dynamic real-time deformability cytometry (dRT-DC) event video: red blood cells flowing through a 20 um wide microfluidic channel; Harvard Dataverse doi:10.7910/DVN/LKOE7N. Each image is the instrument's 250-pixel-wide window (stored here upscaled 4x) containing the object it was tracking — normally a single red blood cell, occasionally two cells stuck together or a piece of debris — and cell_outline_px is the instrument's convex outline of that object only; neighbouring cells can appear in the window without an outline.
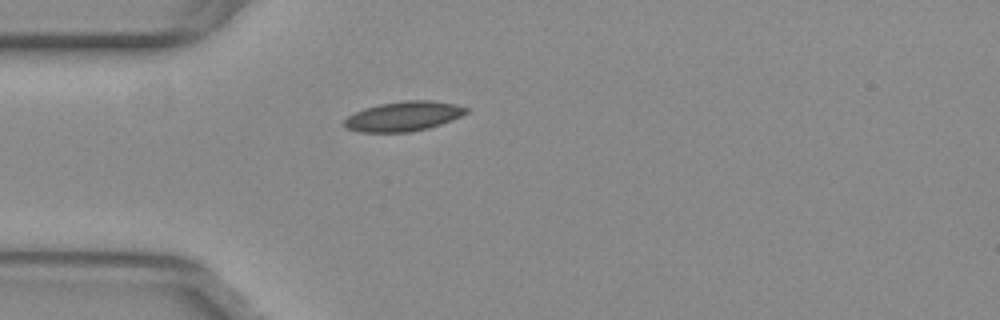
{"species": "common noctule bat (a hibernating species)", "species_latin": "Nyctalus noctula", "temperature_condition": "warm", "stored_images_in_passage": 40, "camera_frame_rate_fps": 3000, "um_per_image_px": 0.085, "animal": {"sex": "female", "body_mass_g": 29.2, "forearm_length_mm": 56.3}, "frame": {"image": 1, "passage_image": 1, "time_ms": 0.0, "image_size_px": [1000, 320], "cell_outline_px": [[468, 112], [452, 120], [428, 128], [412, 132], [360, 132], [344, 128], [344, 120], [348, 116], [364, 108], [380, 104], [404, 100], [432, 100], [456, 104], [468, 108]], "centroid_in_image_um": [34.29, 9.88], "position_along_channel_um": 50.7, "area_um2": 21.15}}
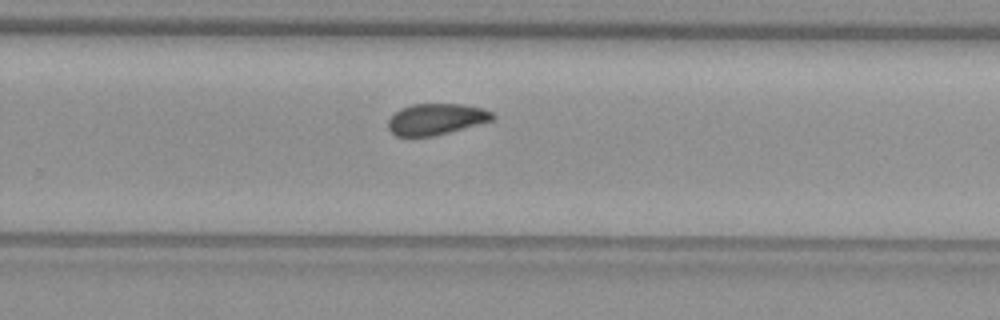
{"frame": {"image": 2, "passage_image": 21, "time_ms": 6.667, "image_size_px": [1000, 320], "cell_outline_px": [[496, 116], [492, 120], [436, 136], [396, 136], [388, 128], [388, 120], [400, 108], [412, 104], [464, 104], [484, 108], [492, 112]], "centroid_in_image_um": [37.08, 10.12], "position_along_channel_um": 292.7, "area_um2": 19.02}}
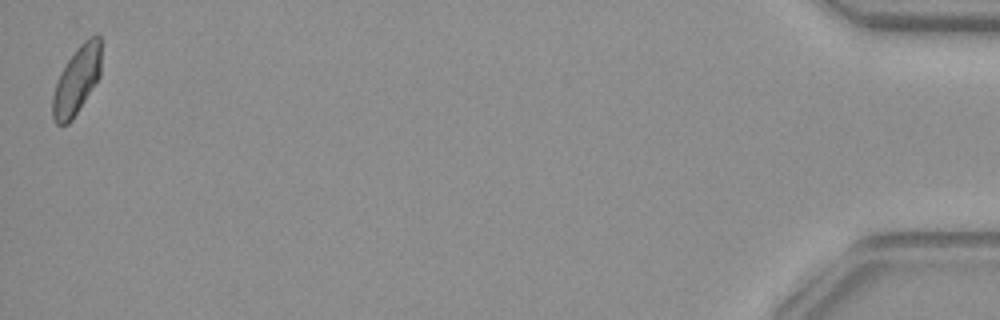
{"frame": {"image": 3, "passage_image": 40, "time_ms": 13.0, "image_size_px": [1000, 320], "cell_outline_px": [[100, 76], [72, 120], [68, 124], [56, 124], [52, 116], [52, 96], [60, 72], [76, 48], [88, 36], [100, 36]], "centroid_in_image_um": [6.5, 6.83], "position_along_channel_um": 428.7, "area_um2": 19.02}, "authors_computed_cell_mechanics": {"area_um2": 19.7676, "velocity_mm_per_s": 3.7795, "shape_relaxation_time_tau1_ms": 4.5547, "shape_relaxation_time_tau2_ms": 5.4646, "deformation_change_tau1": 0.0962, "deformation_change_tau2": 0.0741}}